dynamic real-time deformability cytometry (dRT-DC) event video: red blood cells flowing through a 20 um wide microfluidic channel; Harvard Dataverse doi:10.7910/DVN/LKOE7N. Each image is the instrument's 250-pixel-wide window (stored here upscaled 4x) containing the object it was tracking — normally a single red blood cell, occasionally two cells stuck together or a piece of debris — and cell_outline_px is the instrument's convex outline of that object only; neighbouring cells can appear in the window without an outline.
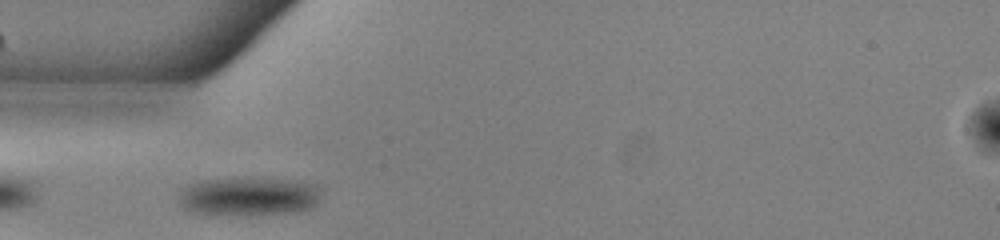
{"species": "common noctule bat (a hibernating species)", "species_latin": "Nyctalus noctula", "temperature_condition": "warm", "stored_images_in_passage": 35, "camera_frame_rate_fps": 3000, "um_per_image_px": 0.085, "animal": {"sex": "male", "body_mass_g": 13.0, "forearm_length_mm": 53.1}, "frame": {"image": 1, "passage_image": 2, "time_ms": 0.333, "image_size_px": [1000, 240], "cell_outline_px": [[320, 200], [316, 204], [308, 208], [296, 212], [260, 216], [244, 216], [196, 212], [184, 208], [180, 204], [180, 196], [184, 188], [188, 184], [204, 180], [244, 176], [284, 180], [316, 184], [320, 188]], "centroid_in_image_um": [21.18, 16.69], "position_along_channel_um": 63.8, "area_um2": 32.66}}
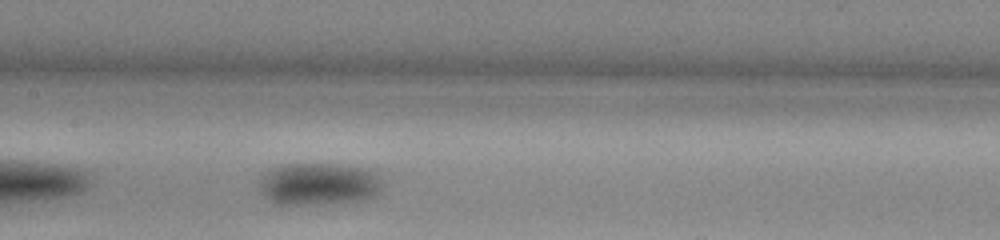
{"frame": {"image": 2, "passage_image": 11, "time_ms": 3.333, "image_size_px": [1000, 240], "cell_outline_px": [[384, 188], [380, 192], [372, 196], [356, 200], [288, 208], [268, 200], [260, 192], [260, 172], [284, 164], [336, 164], [364, 168], [376, 172], [384, 180]], "centroid_in_image_um": [27.04, 15.66], "position_along_channel_um": 180.4, "area_um2": 31.39}}
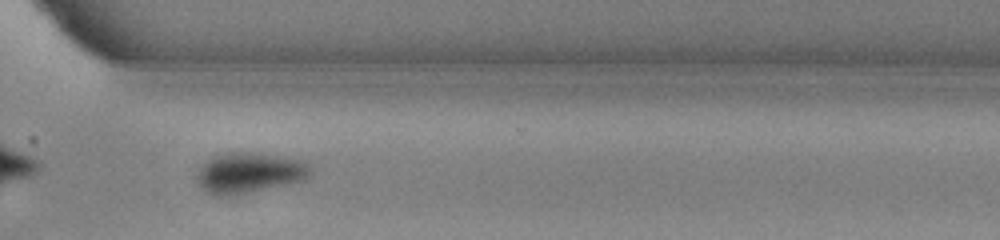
{"frame": {"image": 3, "passage_image": 24, "time_ms": 7.667, "image_size_px": [1000, 240], "cell_outline_px": [[312, 172], [304, 180], [228, 196], [216, 196], [208, 192], [200, 184], [196, 176], [200, 168], [212, 156], [224, 152], [260, 152], [304, 160]], "centroid_in_image_um": [21.19, 14.65], "position_along_channel_um": 349.4, "area_um2": 26.59}, "authors_computed_cell_mechanics": {"area_um2": 28.4954, "velocity_mm_per_s": 3.9064, "shape_relaxation_time_tau1_ms": 1.9115, "shape_relaxation_time_tau2_ms": null, "deformation_change_tau1": 0.0812, "deformation_change_tau2": null}}